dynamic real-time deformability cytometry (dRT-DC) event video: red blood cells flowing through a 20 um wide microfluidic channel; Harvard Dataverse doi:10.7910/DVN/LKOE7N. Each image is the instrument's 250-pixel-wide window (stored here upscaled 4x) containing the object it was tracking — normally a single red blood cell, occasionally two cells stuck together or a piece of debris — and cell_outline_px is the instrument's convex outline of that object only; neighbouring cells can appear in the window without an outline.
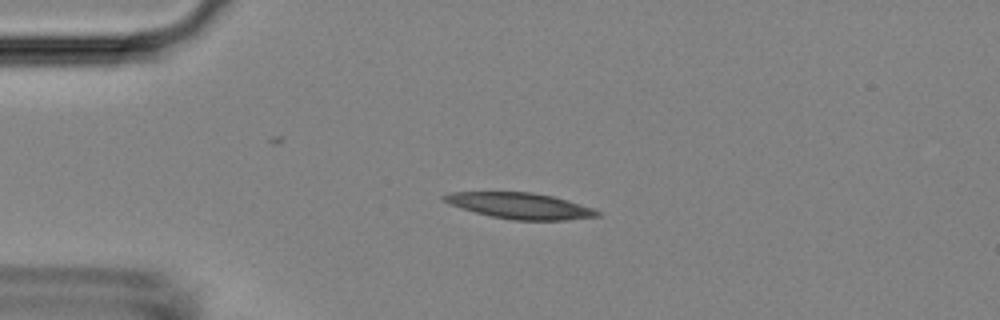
{"species": "Egyptian fruit bat (a non-hibernating species)", "species_latin": "Rousettus aegyptiacus", "temperature_condition": "room temperature", "stored_images_in_passage": 7, "camera_frame_rate_fps": 3000, "um_per_image_px": 0.085, "animal": {"sex": "female"}, "frame": {"image": 1, "passage_image": 5, "time_ms": 5.333, "image_size_px": [1000, 320], "cell_outline_px": [[600, 216], [568, 220], [512, 220], [492, 216], [460, 208], [448, 204], [440, 200], [440, 196], [452, 192], [532, 192], [552, 196], [568, 200], [592, 208], [600, 212]], "centroid_in_image_um": [44.17, 17.49], "position_along_channel_um": 40.8, "area_um2": 23.24}}